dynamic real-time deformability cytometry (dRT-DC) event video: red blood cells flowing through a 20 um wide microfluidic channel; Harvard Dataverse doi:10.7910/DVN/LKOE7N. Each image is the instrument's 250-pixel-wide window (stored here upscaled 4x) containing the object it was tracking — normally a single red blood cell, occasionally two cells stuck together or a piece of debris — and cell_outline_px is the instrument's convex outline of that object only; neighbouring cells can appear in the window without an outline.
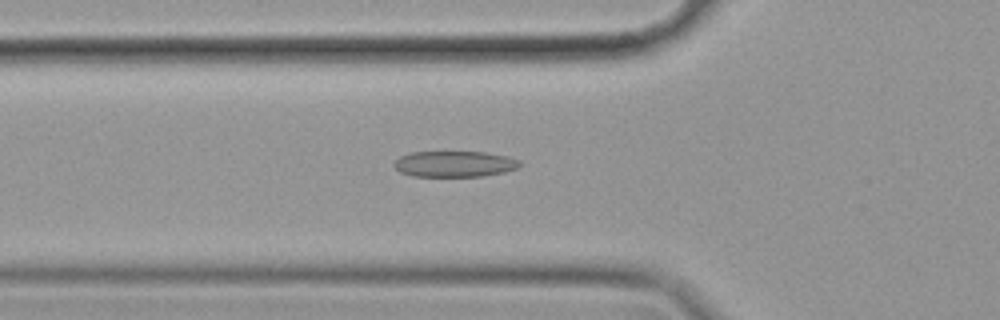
{"species": "common noctule bat (a hibernating species)", "species_latin": "Nyctalus noctula", "temperature_condition": "cold", "stored_images_in_passage": 11, "camera_frame_rate_fps": 3000, "um_per_image_px": 0.085, "animal": {"sex": "female", "body_mass_g": 19.9}, "frame": {"image": 1, "passage_image": 8, "time_ms": 2.333, "image_size_px": [1000, 320], "cell_outline_px": [[520, 164], [516, 168], [504, 172], [484, 176], [412, 176], [400, 172], [392, 164], [400, 156], [408, 152], [484, 152], [504, 156], [520, 160]], "centroid_in_image_um": [38.59, 13.94], "position_along_channel_um": 87.2, "area_um2": 18.9}}